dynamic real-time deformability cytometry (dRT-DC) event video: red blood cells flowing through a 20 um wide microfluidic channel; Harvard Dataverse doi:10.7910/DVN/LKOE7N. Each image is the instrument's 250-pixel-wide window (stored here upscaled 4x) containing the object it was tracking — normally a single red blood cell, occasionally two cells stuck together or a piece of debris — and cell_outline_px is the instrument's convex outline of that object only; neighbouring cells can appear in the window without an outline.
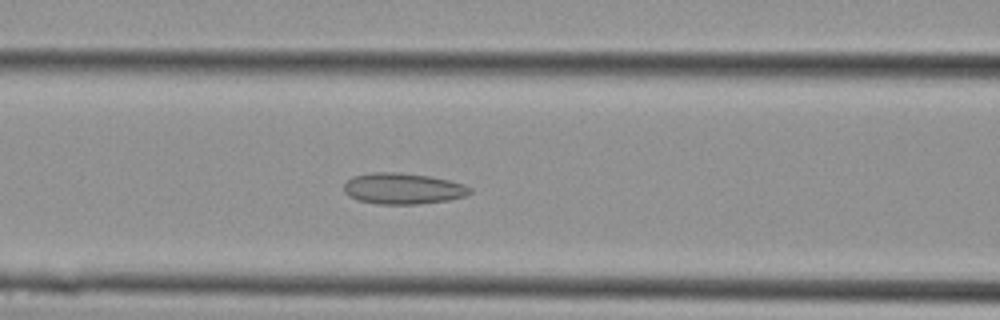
{"species": "Egyptian fruit bat (a non-hibernating species)", "species_latin": "Rousettus aegyptiacus", "temperature_condition": "cold", "stored_images_in_passage": 28, "camera_frame_rate_fps": 3000, "um_per_image_px": 0.085, "animal": {"sex": "female"}, "frame": {"image": 1, "passage_image": 10, "time_ms": 3.0, "image_size_px": [1000, 320], "cell_outline_px": [[472, 192], [464, 196], [448, 200], [416, 204], [376, 204], [360, 200], [348, 196], [344, 192], [344, 184], [352, 176], [372, 172], [396, 172], [428, 176], [448, 180], [464, 184], [472, 188]], "centroid_in_image_um": [34.23, 16.03], "position_along_channel_um": 132.4, "area_um2": 22.77}}
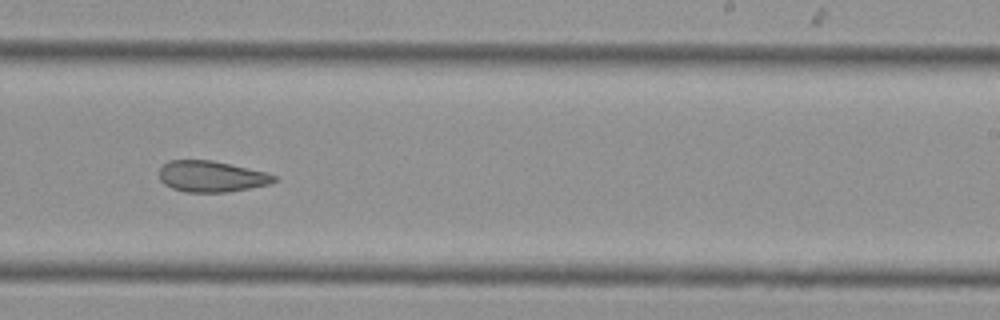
{"frame": {"image": 2, "passage_image": 16, "time_ms": 5.0, "image_size_px": [1000, 320], "cell_outline_px": [[276, 180], [272, 184], [228, 192], [184, 192], [172, 188], [164, 184], [160, 180], [160, 168], [168, 160], [212, 160], [264, 172], [276, 176]], "centroid_in_image_um": [17.95, 15.0], "position_along_channel_um": 271.0, "area_um2": 20.75}}
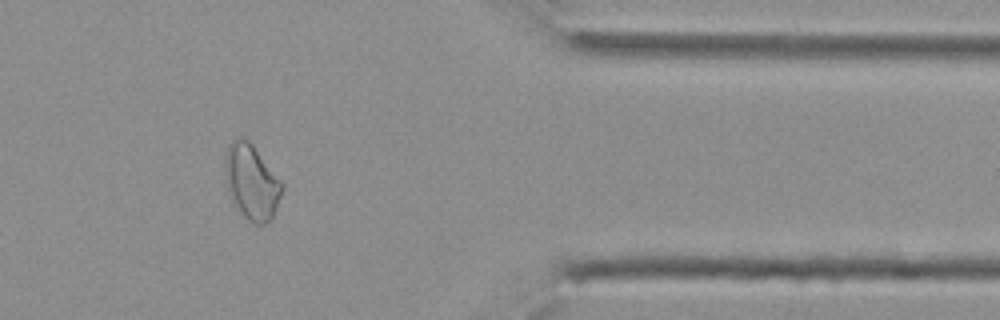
{"frame": {"image": 3, "passage_image": 22, "time_ms": 7.0, "image_size_px": [1000, 320], "cell_outline_px": [[284, 188], [272, 220], [264, 224], [256, 224], [248, 220], [244, 216], [232, 200], [228, 188], [224, 168], [224, 152], [228, 144], [236, 136], [240, 136], [248, 140], [252, 144], [284, 184]], "centroid_in_image_um": [21.38, 15.44], "position_along_channel_um": 390.0, "area_um2": 25.09}}